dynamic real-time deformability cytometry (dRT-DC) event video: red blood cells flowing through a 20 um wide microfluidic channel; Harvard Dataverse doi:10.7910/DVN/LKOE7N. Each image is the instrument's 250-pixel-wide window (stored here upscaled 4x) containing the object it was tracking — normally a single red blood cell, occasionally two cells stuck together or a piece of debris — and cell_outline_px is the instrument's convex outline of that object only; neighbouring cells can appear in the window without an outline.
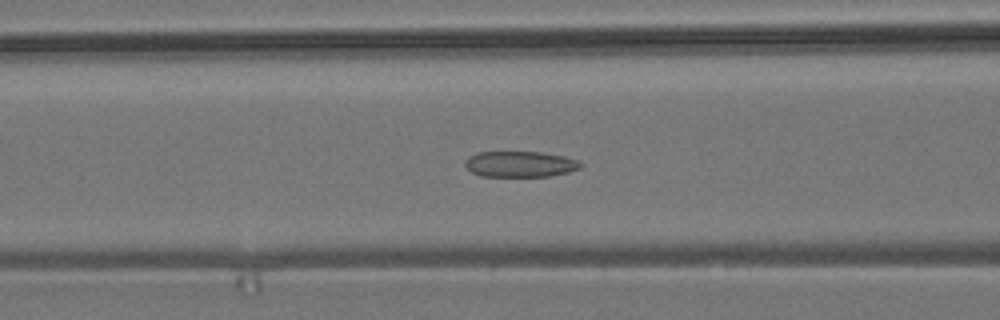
{"species": "common noctule bat (a hibernating species)", "species_latin": "Nyctalus noctula", "temperature_condition": "room temperature", "stored_images_in_passage": 49, "camera_frame_rate_fps": 3000, "um_per_image_px": 0.085, "animal": {"sex": "male", "body_mass_g": 19.2, "forearm_length_mm": 51.8}, "frame": {"image": 1, "passage_image": 21, "time_ms": 6.667, "image_size_px": [1000, 320], "cell_outline_px": [[584, 164], [580, 168], [568, 172], [548, 176], [480, 176], [472, 172], [464, 164], [464, 160], [468, 156], [476, 152], [540, 152], [564, 156], [580, 160]], "centroid_in_image_um": [44.21, 13.94], "position_along_channel_um": 122.4, "area_um2": 17.51}}
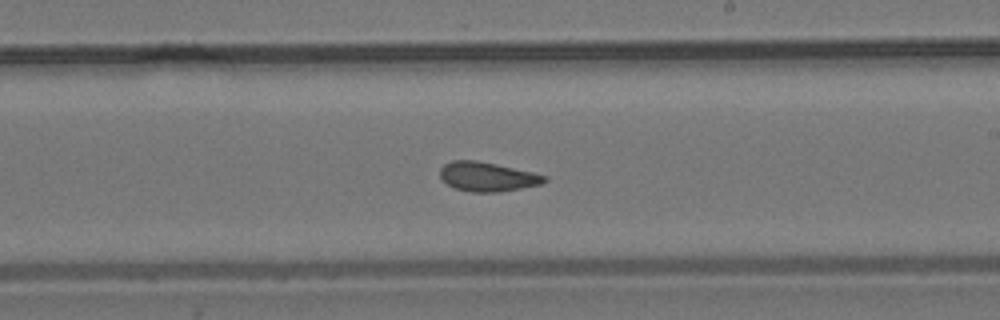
{"frame": {"image": 2, "passage_image": 31, "time_ms": 10.0, "image_size_px": [1000, 320], "cell_outline_px": [[548, 180], [540, 184], [520, 188], [496, 192], [472, 192], [456, 188], [448, 184], [440, 176], [440, 168], [444, 164], [452, 160], [476, 160], [496, 164], [532, 172], [548, 176]], "centroid_in_image_um": [41.42, 15.01], "position_along_channel_um": 247.6, "area_um2": 17.63}}
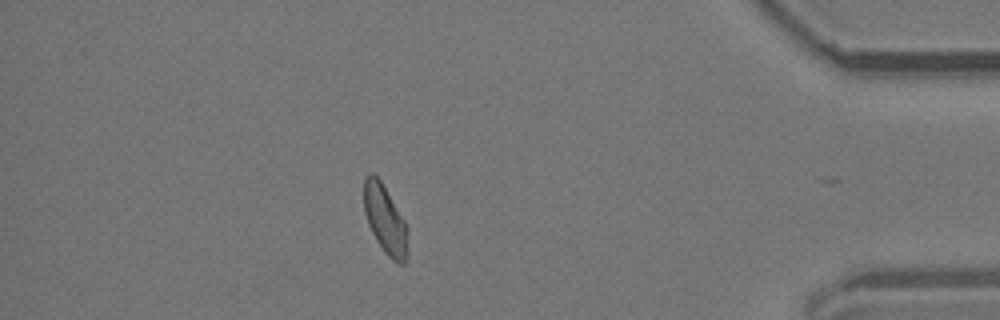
{"frame": {"image": 3, "passage_image": 47, "time_ms": 15.333, "image_size_px": [1000, 320], "cell_outline_px": [[408, 252], [404, 264], [400, 264], [392, 260], [384, 252], [376, 240], [368, 224], [364, 212], [364, 176], [368, 172], [372, 172], [380, 180], [404, 220], [408, 228]], "centroid_in_image_um": [32.74, 18.68], "position_along_channel_um": 402.5, "area_um2": 17.63}, "authors_computed_cell_mechanics": {"area_um2": 18.0914, "velocity_mm_per_s": 3.7592, "shape_relaxation_time_tau1_ms": null, "shape_relaxation_time_tau2_ms": 2.195, "deformation_change_tau1": null, "deformation_change_tau2": 0.0974}}